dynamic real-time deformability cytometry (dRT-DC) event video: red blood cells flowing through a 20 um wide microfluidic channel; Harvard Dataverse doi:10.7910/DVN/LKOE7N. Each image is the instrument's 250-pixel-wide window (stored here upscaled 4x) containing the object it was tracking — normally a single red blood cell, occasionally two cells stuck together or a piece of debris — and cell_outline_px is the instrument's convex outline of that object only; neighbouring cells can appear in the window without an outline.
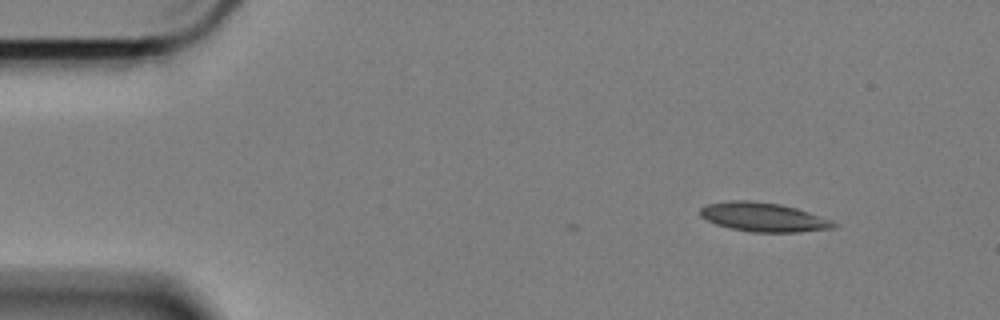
{"species": "Egyptian fruit bat (a non-hibernating species)", "species_latin": "Rousettus aegyptiacus", "temperature_condition": "cold", "stored_images_in_passage": 2, "camera_frame_rate_fps": 3000, "um_per_image_px": 0.085, "animal": {"sex": "female"}, "frame": {"image": 1, "passage_image": 2, "time_ms": 0.333, "image_size_px": [1000, 320], "cell_outline_px": [[840, 224], [836, 228], [800, 232], [752, 232], [732, 228], [716, 224], [700, 216], [700, 208], [708, 204], [728, 200], [748, 200], [780, 204], [796, 208], [832, 220]], "centroid_in_image_um": [64.93, 18.46], "position_along_channel_um": 20.1, "area_um2": 22.6}}